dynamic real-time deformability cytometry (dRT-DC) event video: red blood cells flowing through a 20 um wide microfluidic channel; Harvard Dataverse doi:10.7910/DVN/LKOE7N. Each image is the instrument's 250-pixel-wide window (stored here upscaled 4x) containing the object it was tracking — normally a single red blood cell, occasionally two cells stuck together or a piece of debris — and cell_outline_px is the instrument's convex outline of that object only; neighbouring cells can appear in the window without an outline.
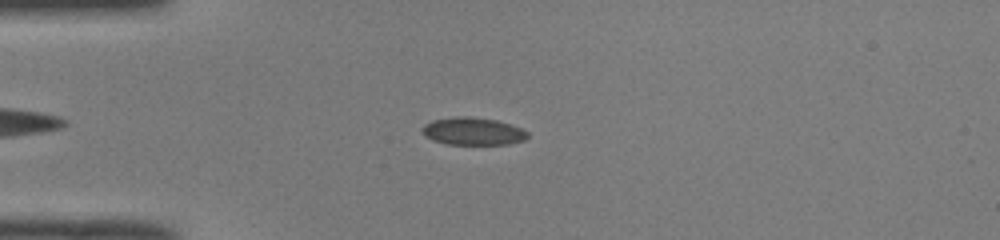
{"species": "common noctule bat (a hibernating species)", "species_latin": "Nyctalus noctula", "temperature_condition": "room temperature", "stored_images_in_passage": 49, "camera_frame_rate_fps": 3000, "um_per_image_px": 0.085, "animal": {"sex": "male", "body_mass_g": 19.0, "forearm_length_mm": 50.8}, "frame": {"image": 1, "passage_image": 13, "time_ms": 4.0, "image_size_px": [1000, 240], "cell_outline_px": [[528, 136], [524, 140], [508, 144], [448, 144], [432, 140], [424, 136], [420, 128], [424, 124], [432, 120], [456, 116], [468, 116], [496, 120], [520, 128], [528, 132]], "centroid_in_image_um": [40.14, 11.15], "position_along_channel_um": 44.9, "area_um2": 16.94}}
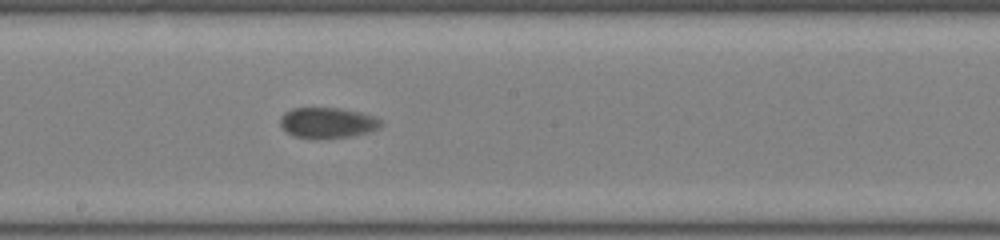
{"frame": {"image": 2, "passage_image": 28, "time_ms": 9.0, "image_size_px": [1000, 240], "cell_outline_px": [[380, 128], [372, 132], [352, 136], [320, 140], [316, 140], [296, 136], [288, 132], [280, 124], [280, 116], [284, 112], [292, 108], [340, 108], [360, 112], [372, 116], [380, 120]], "centroid_in_image_um": [27.83, 10.45], "position_along_channel_um": 220.4, "area_um2": 18.21}}
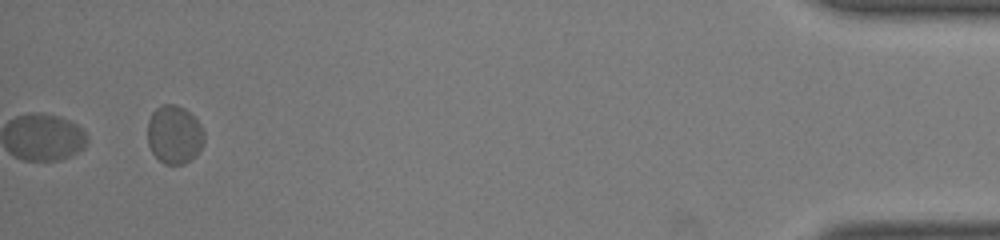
{"frame": {"image": 3, "passage_image": 49, "time_ms": 16.0, "image_size_px": [1000, 240], "cell_outline_px": [[204, 144], [196, 156], [184, 164], [164, 164], [152, 152], [148, 144], [148, 120], [152, 112], [156, 108], [164, 104], [176, 104], [184, 108], [200, 124], [204, 132]], "centroid_in_image_um": [14.82, 11.45], "position_along_channel_um": 420.4, "area_um2": 19.31}, "authors_computed_cell_mechanics": {"area_um2": 17.5712, "velocity_mm_per_s": 3.9247, "shape_relaxation_time_tau1_ms": 9.8044, "shape_relaxation_time_tau2_ms": null, "deformation_change_tau1": 0.1147, "deformation_change_tau2": null}}